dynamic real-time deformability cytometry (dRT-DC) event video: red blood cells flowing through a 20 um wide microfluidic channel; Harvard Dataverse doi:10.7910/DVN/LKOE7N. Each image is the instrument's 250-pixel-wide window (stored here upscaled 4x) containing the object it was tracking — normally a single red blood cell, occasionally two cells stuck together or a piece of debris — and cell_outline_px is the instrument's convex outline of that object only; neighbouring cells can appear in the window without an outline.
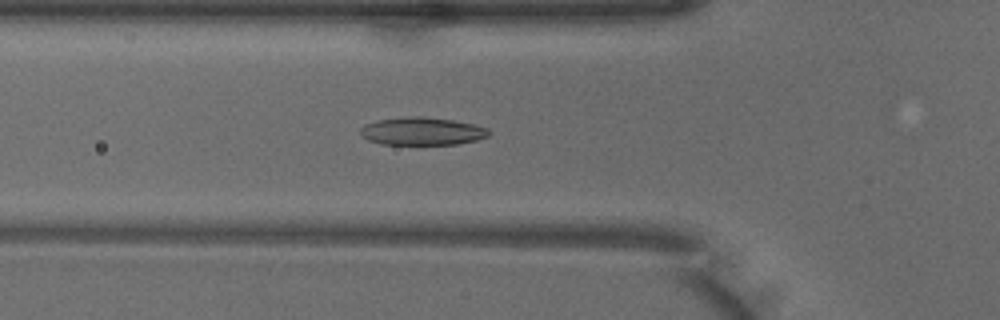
{"species": "common noctule bat (a hibernating species)", "species_latin": "Nyctalus noctula", "temperature_condition": "warm", "stored_images_in_passage": 50, "camera_frame_rate_fps": 3000, "um_per_image_px": 0.085, "animal": {"sex": "male", "body_mass_g": 18.8}, "frame": {"image": 1, "passage_image": 17, "time_ms": 5.333, "image_size_px": [1000, 320], "cell_outline_px": [[492, 132], [488, 136], [476, 140], [456, 144], [380, 144], [368, 140], [360, 136], [360, 128], [364, 124], [376, 120], [412, 116], [420, 116], [452, 120], [472, 124], [488, 128]], "centroid_in_image_um": [35.84, 11.15], "position_along_channel_um": 90.0, "area_um2": 20.87}}
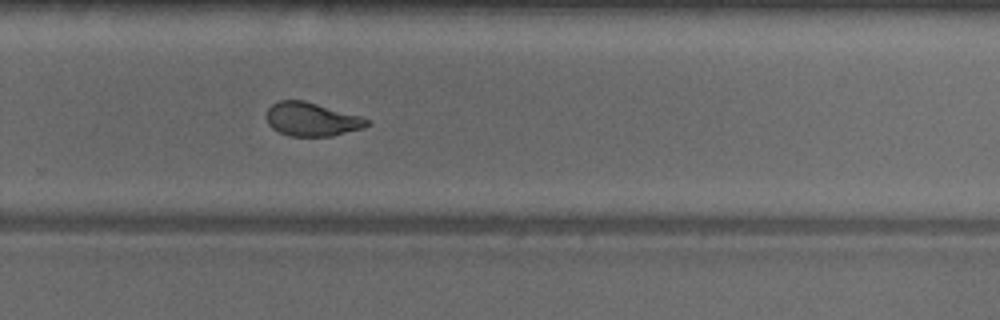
{"frame": {"image": 2, "passage_image": 33, "time_ms": 10.667, "image_size_px": [1000, 320], "cell_outline_px": [[372, 124], [364, 128], [332, 136], [288, 136], [272, 128], [268, 124], [264, 116], [268, 108], [272, 104], [280, 100], [304, 100], [360, 116], [372, 120]], "centroid_in_image_um": [26.5, 10.14], "position_along_channel_um": 303.3, "area_um2": 19.94}}
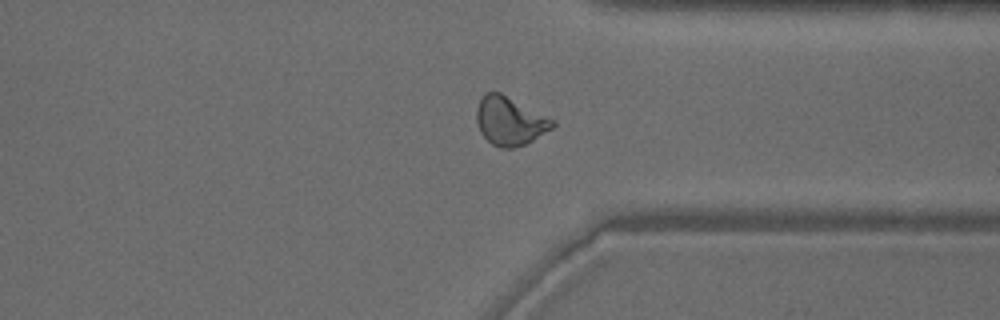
{"frame": {"image": 3, "passage_image": 38, "time_ms": 12.333, "image_size_px": [1000, 320], "cell_outline_px": [[556, 124], [552, 128], [532, 140], [524, 144], [512, 148], [500, 148], [492, 144], [480, 132], [476, 120], [476, 108], [480, 100], [488, 92], [500, 92], [556, 120]], "centroid_in_image_um": [43.34, 10.28], "position_along_channel_um": 368.1, "area_um2": 21.33}, "authors_computed_cell_mechanics": {"area_um2": 20.7213, "velocity_mm_per_s": 3.9907, "shape_relaxation_time_tau1_ms": 5.8665, "shape_relaxation_time_tau2_ms": 1.5149, "deformation_change_tau1": 0.1948, "deformation_change_tau2": 0.0793}}